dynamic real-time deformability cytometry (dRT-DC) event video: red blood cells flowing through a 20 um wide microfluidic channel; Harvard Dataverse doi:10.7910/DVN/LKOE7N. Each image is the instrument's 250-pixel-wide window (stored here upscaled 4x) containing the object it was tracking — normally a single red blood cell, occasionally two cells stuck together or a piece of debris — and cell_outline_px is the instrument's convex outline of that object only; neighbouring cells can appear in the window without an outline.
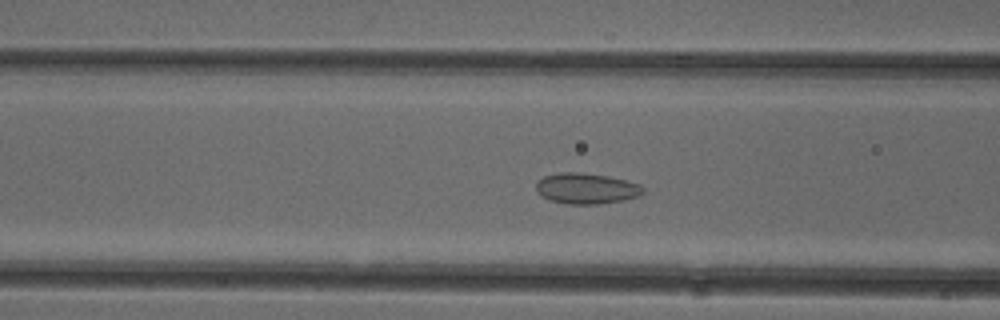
{"species": "common noctule bat (a hibernating species)", "species_latin": "Nyctalus noctula", "temperature_condition": "cold", "stored_images_in_passage": 50, "camera_frame_rate_fps": 3000, "um_per_image_px": 0.085, "animal": {"sex": "female"}, "frame": {"image": 1, "passage_image": 17, "time_ms": 5.333, "image_size_px": [1000, 320], "cell_outline_px": [[644, 192], [640, 196], [600, 204], [568, 204], [552, 200], [540, 196], [536, 192], [536, 184], [544, 176], [560, 172], [580, 172], [608, 176], [640, 184], [644, 188]], "centroid_in_image_um": [49.83, 16.02], "position_along_channel_um": 116.8, "area_um2": 19.13}}
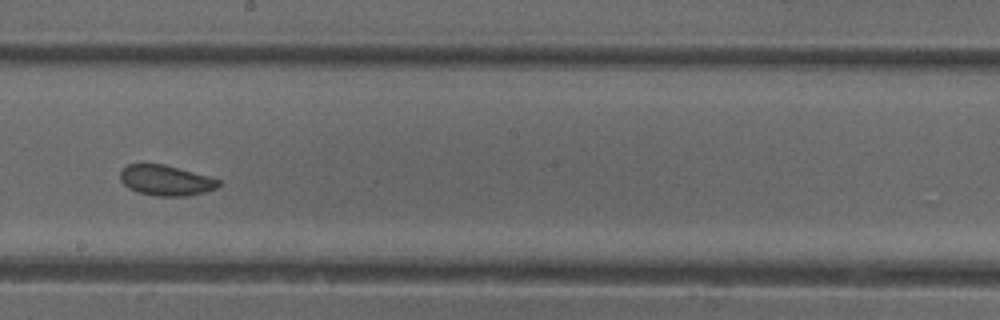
{"frame": {"image": 2, "passage_image": 26, "time_ms": 8.333, "image_size_px": [1000, 320], "cell_outline_px": [[220, 184], [216, 188], [204, 192], [188, 196], [156, 196], [136, 192], [128, 188], [120, 180], [120, 172], [128, 164], [164, 164], [220, 180]], "centroid_in_image_um": [14.06, 15.34], "position_along_channel_um": 234.1, "area_um2": 17.28}}
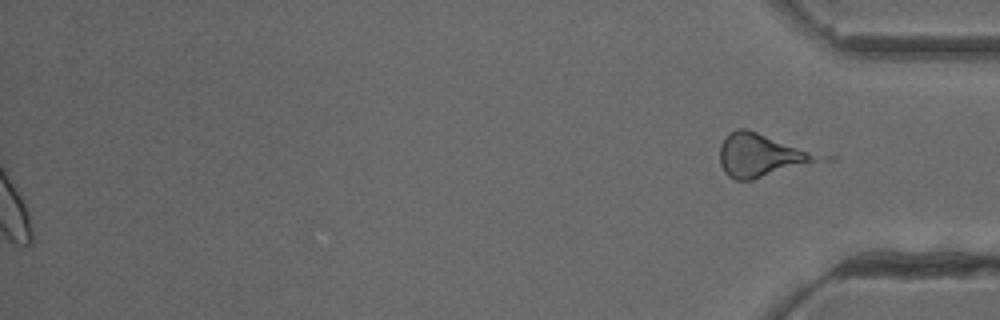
{"frame": {"image": 3, "passage_image": 50, "time_ms": 16.333, "image_size_px": [1000, 320], "cell_outline_px": [[816, 160], [752, 180], [736, 180], [728, 176], [724, 172], [720, 164], [720, 144], [728, 132], [736, 128], [744, 128], [756, 132], [808, 152], [816, 156]], "centroid_in_image_um": [64.42, 13.2], "position_along_channel_um": 370.8, "area_um2": 23.18}, "authors_computed_cell_mechanics": {"area_um2": 18.6405, "velocity_mm_per_s": 3.9114, "shape_relaxation_time_tau1_ms": null, "shape_relaxation_time_tau2_ms": 7.7934, "deformation_change_tau1": null, "deformation_change_tau2": 0.1189}}